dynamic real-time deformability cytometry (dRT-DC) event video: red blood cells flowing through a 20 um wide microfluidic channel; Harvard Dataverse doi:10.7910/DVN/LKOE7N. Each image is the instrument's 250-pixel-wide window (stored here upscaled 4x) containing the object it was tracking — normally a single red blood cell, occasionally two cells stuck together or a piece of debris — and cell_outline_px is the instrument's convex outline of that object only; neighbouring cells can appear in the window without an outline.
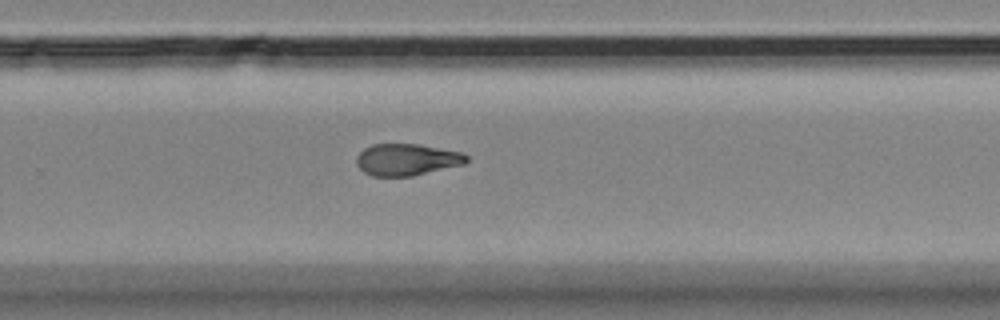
{"species": "Egyptian fruit bat (a non-hibernating species)", "species_latin": "Rousettus aegyptiacus", "temperature_condition": "room temperature", "stored_images_in_passage": 10, "camera_frame_rate_fps": 3000, "um_per_image_px": 0.085, "animal": {"sex": "female"}, "frame": {"image": 1, "passage_image": 10, "time_ms": 11.333, "image_size_px": [1000, 320], "cell_outline_px": [[468, 160], [464, 164], [412, 176], [372, 176], [364, 172], [356, 164], [356, 156], [364, 148], [372, 144], [416, 144], [464, 152], [468, 156]], "centroid_in_image_um": [34.58, 13.56], "position_along_channel_um": 295.2, "area_um2": 20.4}}